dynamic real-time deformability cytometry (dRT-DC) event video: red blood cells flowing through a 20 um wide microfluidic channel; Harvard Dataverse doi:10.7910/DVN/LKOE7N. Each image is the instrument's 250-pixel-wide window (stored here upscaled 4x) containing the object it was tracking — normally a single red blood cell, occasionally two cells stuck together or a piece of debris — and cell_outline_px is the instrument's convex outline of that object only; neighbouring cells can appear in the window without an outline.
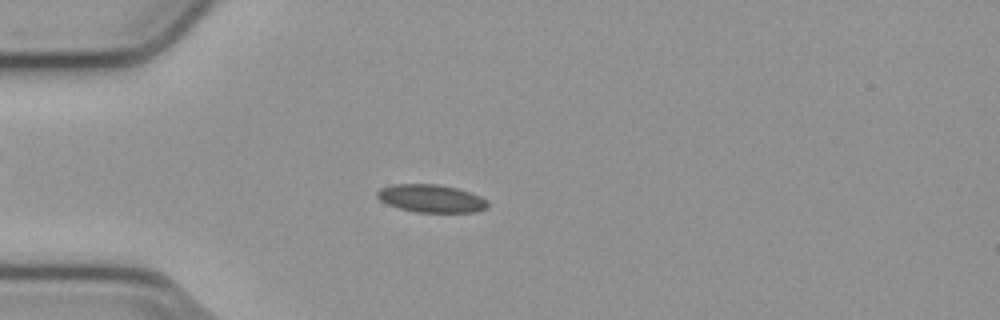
{"species": "common noctule bat (a hibernating species)", "species_latin": "Nyctalus noctula", "temperature_condition": "cold", "stored_images_in_passage": 51, "camera_frame_rate_fps": 3000, "um_per_image_px": 0.085, "animal": {"sex": "male", "body_mass_g": 23.1, "forearm_length_mm": 52.7}, "frame": {"image": 1, "passage_image": 12, "time_ms": 3.667, "image_size_px": [1000, 320], "cell_outline_px": [[488, 208], [476, 212], [416, 212], [400, 208], [388, 204], [380, 200], [376, 196], [376, 192], [380, 188], [392, 184], [436, 184], [456, 188], [480, 196], [488, 200]], "centroid_in_image_um": [36.65, 16.87], "position_along_channel_um": 48.4, "area_um2": 17.92}}
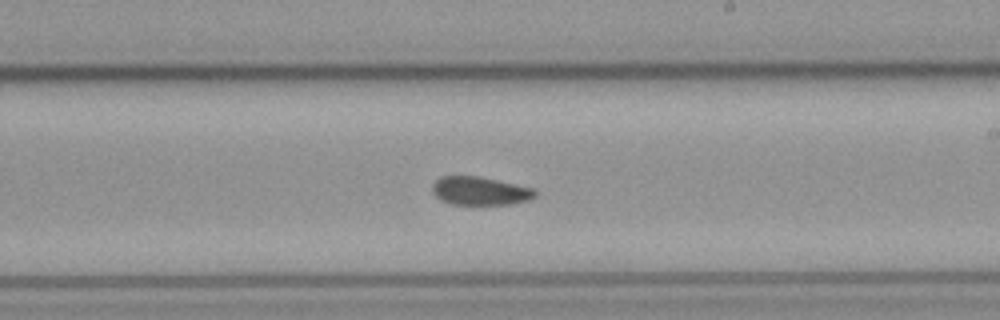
{"frame": {"image": 2, "passage_image": 29, "time_ms": 9.333, "image_size_px": [1000, 320], "cell_outline_px": [[536, 196], [528, 200], [512, 204], [452, 204], [440, 200], [432, 192], [432, 184], [440, 176], [480, 176], [536, 188]], "centroid_in_image_um": [40.81, 16.22], "position_along_channel_um": 248.2, "area_um2": 17.17}}
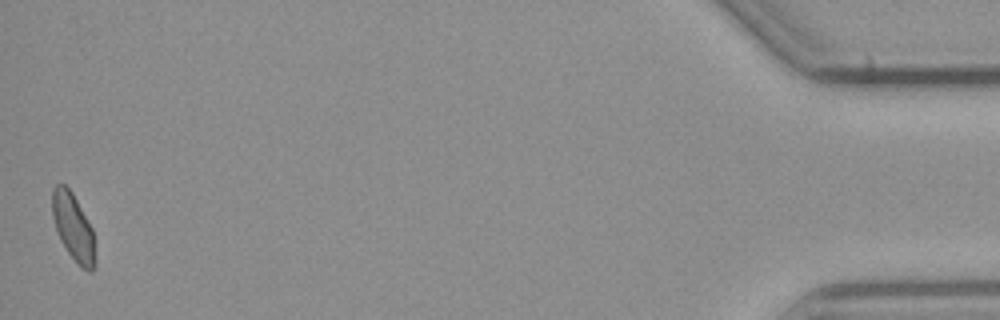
{"frame": {"image": 3, "passage_image": 51, "time_ms": 16.667, "image_size_px": [1000, 320], "cell_outline_px": [[96, 264], [92, 272], [88, 272], [80, 268], [68, 252], [60, 240], [52, 216], [52, 188], [56, 184], [64, 184], [72, 192], [92, 228], [96, 260]], "centroid_in_image_um": [6.23, 19.35], "position_along_channel_um": 429.0, "area_um2": 16.88}}